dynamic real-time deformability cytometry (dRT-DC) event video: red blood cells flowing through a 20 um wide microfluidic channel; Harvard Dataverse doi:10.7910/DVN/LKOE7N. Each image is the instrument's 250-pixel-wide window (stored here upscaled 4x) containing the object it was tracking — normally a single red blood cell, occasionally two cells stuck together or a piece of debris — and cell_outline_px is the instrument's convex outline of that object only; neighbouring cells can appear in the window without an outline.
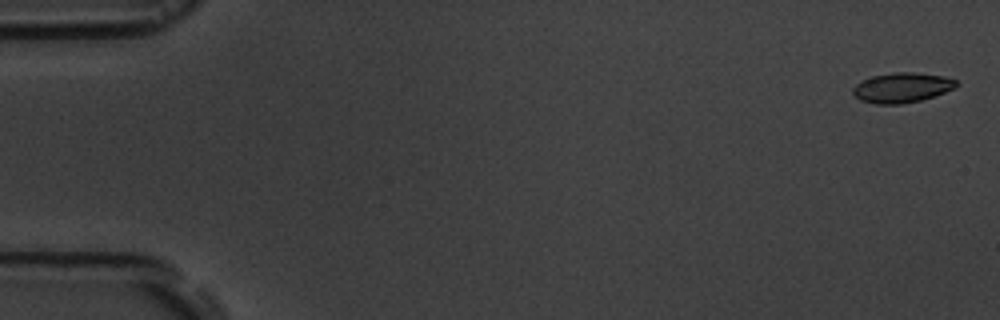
{"species": "common noctule bat (a hibernating species)", "species_latin": "Nyctalus noctula", "temperature_condition": "room temperature", "stored_images_in_passage": 6, "camera_frame_rate_fps": 3000, "um_per_image_px": 0.085, "animal": {"sex": "male", "body_mass_g": 19.5, "forearm_length_mm": 54.6}, "frame": {"image": 1, "passage_image": 1, "time_ms": 0.0, "image_size_px": [1000, 320], "cell_outline_px": [[960, 84], [956, 88], [920, 100], [900, 104], [876, 104], [860, 100], [852, 92], [852, 88], [856, 84], [872, 76], [896, 72], [912, 72], [944, 76], [956, 80]], "centroid_in_image_um": [76.68, 7.44], "position_along_channel_um": 8.3, "area_um2": 17.92}}
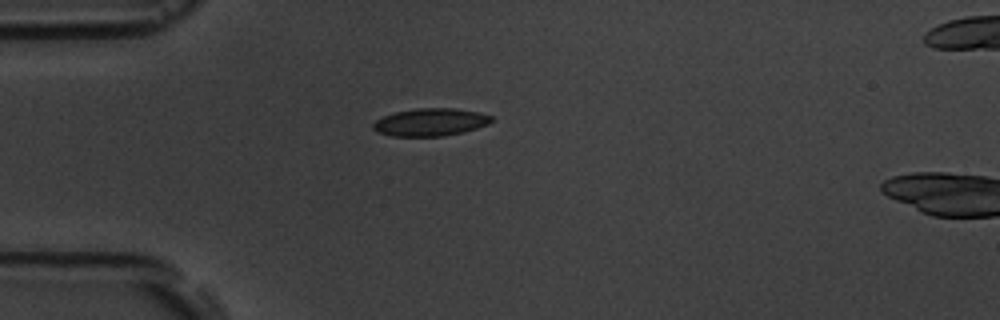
{"frame": {"image": 2, "passage_image": 5, "time_ms": 4.667, "image_size_px": [1000, 320], "cell_outline_px": [[492, 120], [488, 124], [464, 132], [444, 136], [392, 136], [376, 132], [372, 128], [372, 124], [376, 120], [384, 116], [396, 112], [416, 108], [456, 108], [480, 112], [492, 116]], "centroid_in_image_um": [36.58, 10.38], "position_along_channel_um": 48.4, "area_um2": 19.13}}